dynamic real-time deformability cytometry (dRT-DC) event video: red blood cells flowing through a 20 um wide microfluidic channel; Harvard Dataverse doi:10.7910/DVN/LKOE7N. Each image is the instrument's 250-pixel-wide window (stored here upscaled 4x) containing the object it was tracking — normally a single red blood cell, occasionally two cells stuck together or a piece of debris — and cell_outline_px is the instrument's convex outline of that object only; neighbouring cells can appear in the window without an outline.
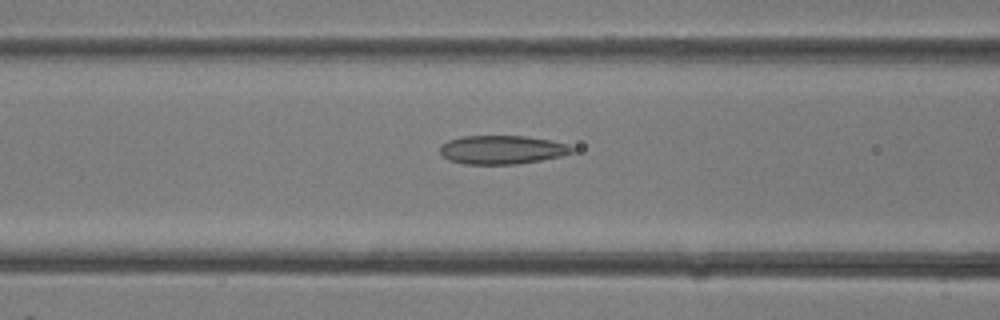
{"species": "common noctule bat (a hibernating species)", "species_latin": "Nyctalus noctula", "temperature_condition": "room temperature", "stored_images_in_passage": 33, "camera_frame_rate_fps": 3000, "um_per_image_px": 0.085, "animal": {"sex": "female"}, "frame": {"image": 1, "passage_image": 13, "time_ms": 4.0, "image_size_px": [1000, 320], "cell_outline_px": [[576, 148], [572, 152], [560, 156], [540, 160], [516, 164], [464, 164], [448, 160], [440, 152], [440, 144], [448, 140], [460, 136], [524, 136], [552, 140], [568, 144]], "centroid_in_image_um": [42.66, 12.72], "position_along_channel_um": 123.9, "area_um2": 22.14}}
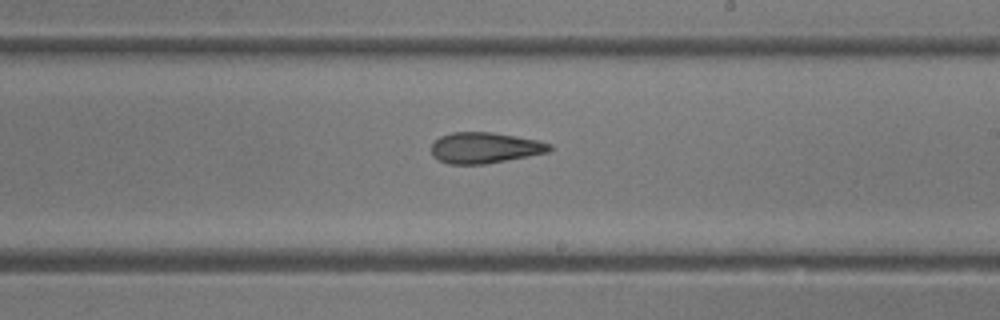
{"frame": {"image": 2, "passage_image": 19, "time_ms": 6.0, "image_size_px": [1000, 320], "cell_outline_px": [[552, 148], [548, 152], [528, 156], [484, 164], [448, 164], [432, 156], [432, 144], [440, 136], [452, 132], [492, 132], [540, 140], [552, 144]], "centroid_in_image_um": [41.22, 12.55], "position_along_channel_um": 247.8, "area_um2": 21.27}}
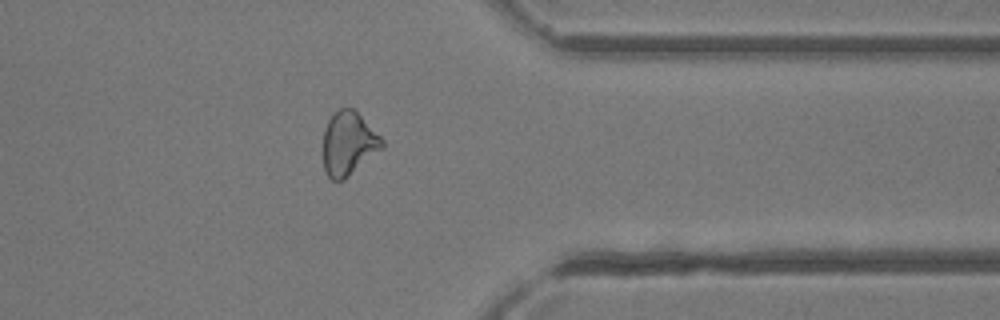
{"frame": {"image": 3, "passage_image": 26, "time_ms": 8.333, "image_size_px": [1000, 320], "cell_outline_px": [[384, 148], [344, 180], [332, 180], [328, 176], [324, 168], [324, 128], [328, 120], [340, 108], [352, 108], [384, 140]], "centroid_in_image_um": [29.63, 12.23], "position_along_channel_um": 381.8, "area_um2": 21.62}}